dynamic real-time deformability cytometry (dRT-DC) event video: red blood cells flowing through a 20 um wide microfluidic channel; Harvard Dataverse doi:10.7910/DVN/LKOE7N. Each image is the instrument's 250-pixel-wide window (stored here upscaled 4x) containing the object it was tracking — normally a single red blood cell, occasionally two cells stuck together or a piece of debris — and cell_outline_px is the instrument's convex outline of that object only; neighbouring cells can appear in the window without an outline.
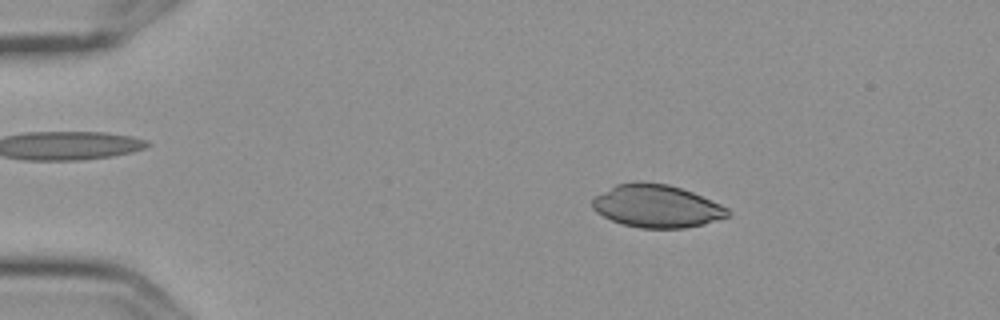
{"species": "Egyptian fruit bat (a non-hibernating species)", "species_latin": "Rousettus aegyptiacus", "temperature_condition": "cold", "stored_images_in_passage": 4, "camera_frame_rate_fps": 3000, "um_per_image_px": 0.085, "frame": {"image": 1, "passage_image": 2, "time_ms": 0.333, "image_size_px": [1000, 320], "cell_outline_px": [[728, 216], [704, 224], [684, 228], [640, 228], [624, 224], [612, 220], [596, 212], [592, 208], [592, 200], [596, 196], [616, 184], [636, 180], [640, 180], [668, 184], [692, 192], [720, 204], [728, 208]], "centroid_in_image_um": [55.79, 17.5], "position_along_channel_um": 29.2, "area_um2": 33.64}}